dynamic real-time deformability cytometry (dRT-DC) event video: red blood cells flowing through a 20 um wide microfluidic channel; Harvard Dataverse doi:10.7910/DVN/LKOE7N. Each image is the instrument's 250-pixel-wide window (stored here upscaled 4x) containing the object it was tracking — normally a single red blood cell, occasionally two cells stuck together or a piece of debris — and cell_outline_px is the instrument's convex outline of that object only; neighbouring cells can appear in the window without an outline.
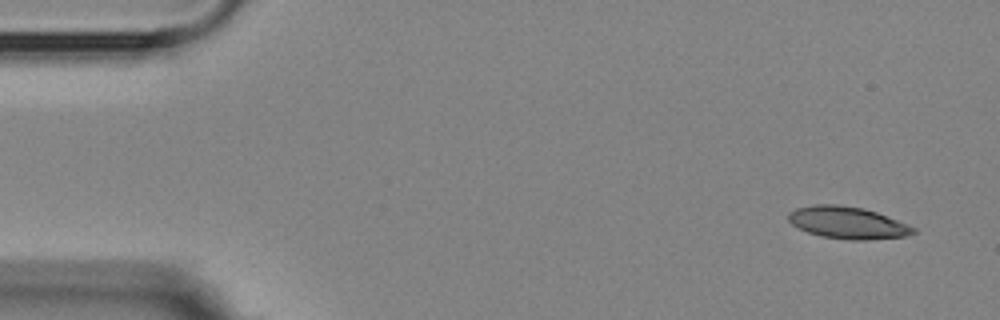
{"species": "Egyptian fruit bat (a non-hibernating species)", "species_latin": "Rousettus aegyptiacus", "temperature_condition": "room temperature", "stored_images_in_passage": 9, "camera_frame_rate_fps": 3000, "um_per_image_px": 0.085, "animal": {"sex": "female"}, "frame": {"image": 1, "passage_image": 1, "time_ms": 0.0, "image_size_px": [1000, 320], "cell_outline_px": [[916, 232], [908, 236], [868, 240], [852, 240], [820, 236], [808, 232], [792, 224], [788, 220], [788, 212], [796, 208], [816, 204], [836, 204], [864, 208], [876, 212], [916, 228]], "centroid_in_image_um": [72.04, 18.93], "position_along_channel_um": 13.0, "area_um2": 23.29}}
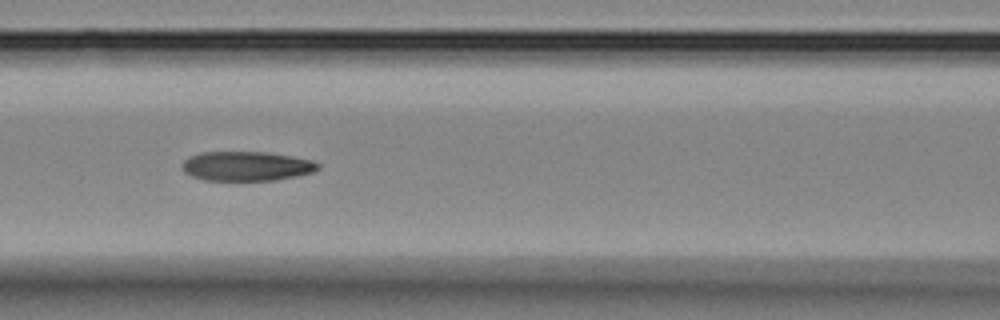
{"frame": {"image": 2, "passage_image": 6, "time_ms": 6.667, "image_size_px": [1000, 320], "cell_outline_px": [[320, 168], [312, 172], [296, 176], [276, 180], [204, 180], [192, 176], [184, 172], [180, 164], [184, 160], [200, 152], [264, 152], [292, 156], [312, 160], [320, 164]], "centroid_in_image_um": [20.95, 14.12], "position_along_channel_um": 145.7, "area_um2": 23.29}}
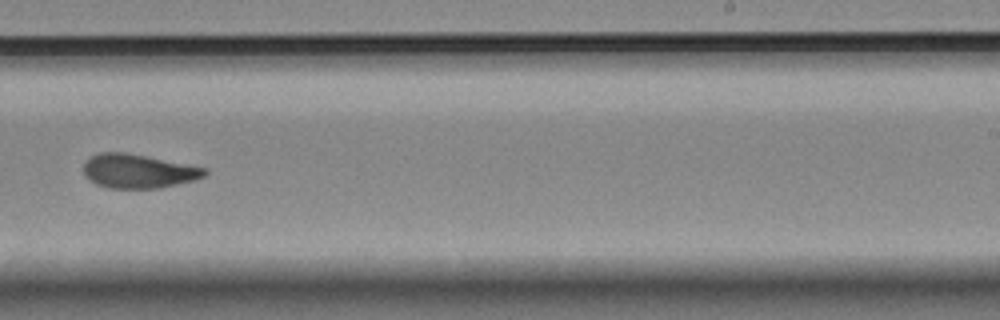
{"frame": {"image": 3, "passage_image": 9, "time_ms": 10.333, "image_size_px": [1000, 320], "cell_outline_px": [[208, 172], [204, 176], [196, 180], [160, 188], [108, 188], [96, 184], [84, 172], [84, 164], [92, 156], [100, 152], [124, 152], [208, 168]], "centroid_in_image_um": [11.8, 14.55], "position_along_channel_um": 277.2, "area_um2": 23.76}}